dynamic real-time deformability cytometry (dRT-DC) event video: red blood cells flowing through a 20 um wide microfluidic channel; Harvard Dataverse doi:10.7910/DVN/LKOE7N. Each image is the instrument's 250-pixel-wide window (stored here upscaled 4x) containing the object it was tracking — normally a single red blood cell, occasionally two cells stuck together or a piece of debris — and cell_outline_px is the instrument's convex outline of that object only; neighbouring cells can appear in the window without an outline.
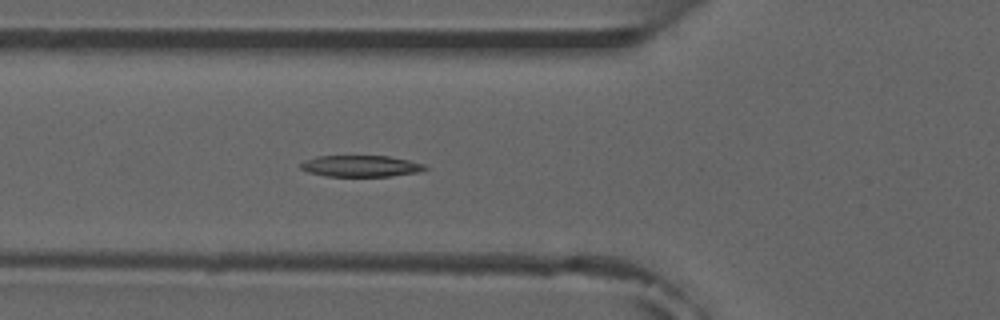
{"species": "common noctule bat (a hibernating species)", "species_latin": "Nyctalus noctula", "temperature_condition": "room temperature", "stored_images_in_passage": 4, "camera_frame_rate_fps": 3000, "um_per_image_px": 0.085, "animal": {"sex": "male", "forearm_length_mm": 52.5}, "frame": {"image": 1, "passage_image": 4, "time_ms": 3.333, "image_size_px": [1000, 320], "cell_outline_px": [[428, 168], [420, 172], [392, 176], [328, 176], [308, 172], [300, 168], [300, 164], [304, 160], [316, 156], [388, 156], [408, 160], [424, 164]], "centroid_in_image_um": [30.67, 14.11], "position_along_channel_um": 95.1, "area_um2": 15.49}}